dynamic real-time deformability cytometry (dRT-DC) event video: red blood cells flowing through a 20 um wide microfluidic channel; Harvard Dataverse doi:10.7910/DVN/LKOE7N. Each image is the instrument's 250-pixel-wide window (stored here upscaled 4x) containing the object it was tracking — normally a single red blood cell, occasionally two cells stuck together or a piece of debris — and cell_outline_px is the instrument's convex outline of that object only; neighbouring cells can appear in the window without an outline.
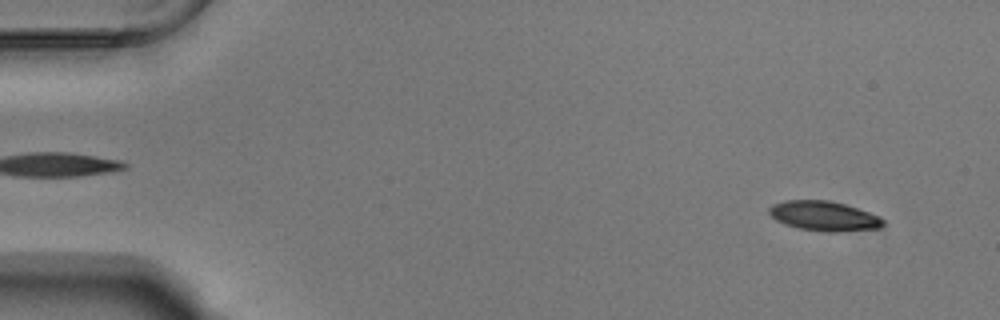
{"species": "Egyptian fruit bat (a non-hibernating species)", "species_latin": "Rousettus aegyptiacus", "temperature_condition": "warm", "stored_images_in_passage": 54, "camera_frame_rate_fps": 3000, "um_per_image_px": 0.085, "animal": {"sex": "male"}, "frame": {"image": 1, "passage_image": 4, "time_ms": 1.0, "image_size_px": [1000, 320], "cell_outline_px": [[884, 224], [880, 228], [840, 232], [828, 232], [800, 228], [784, 224], [776, 220], [768, 212], [768, 208], [772, 204], [784, 200], [828, 200], [844, 204], [880, 216], [884, 220]], "centroid_in_image_um": [70.03, 18.36], "position_along_channel_um": 15.0, "area_um2": 19.77}}
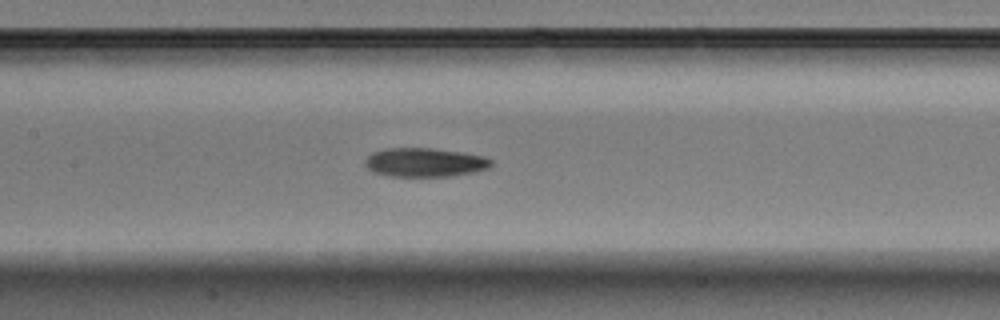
{"frame": {"image": 2, "passage_image": 26, "time_ms": 8.333, "image_size_px": [1000, 320], "cell_outline_px": [[492, 164], [488, 168], [472, 172], [448, 176], [392, 176], [372, 172], [364, 164], [364, 160], [372, 152], [388, 148], [432, 148], [460, 152], [484, 156], [492, 160]], "centroid_in_image_um": [36.07, 13.8], "position_along_channel_um": 171.3, "area_um2": 21.1}}
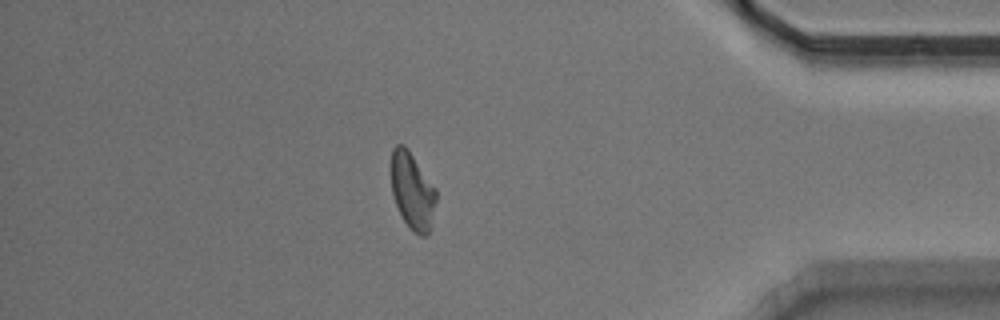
{"frame": {"image": 3, "passage_image": 47, "time_ms": 15.333, "image_size_px": [1000, 320], "cell_outline_px": [[436, 200], [432, 228], [424, 236], [420, 236], [412, 232], [404, 220], [396, 204], [392, 192], [392, 148], [396, 144], [404, 144], [408, 148], [436, 188]], "centroid_in_image_um": [35.08, 16.24], "position_along_channel_um": 400.1, "area_um2": 20.23}, "authors_computed_cell_mechanics": {"area_um2": 20.7502, "velocity_mm_per_s": 3.7553, "shape_relaxation_time_tau1_ms": 5.9211, "shape_relaxation_time_tau2_ms": 5.5619, "deformation_change_tau1": 0.163, "deformation_change_tau2": 0.137}}